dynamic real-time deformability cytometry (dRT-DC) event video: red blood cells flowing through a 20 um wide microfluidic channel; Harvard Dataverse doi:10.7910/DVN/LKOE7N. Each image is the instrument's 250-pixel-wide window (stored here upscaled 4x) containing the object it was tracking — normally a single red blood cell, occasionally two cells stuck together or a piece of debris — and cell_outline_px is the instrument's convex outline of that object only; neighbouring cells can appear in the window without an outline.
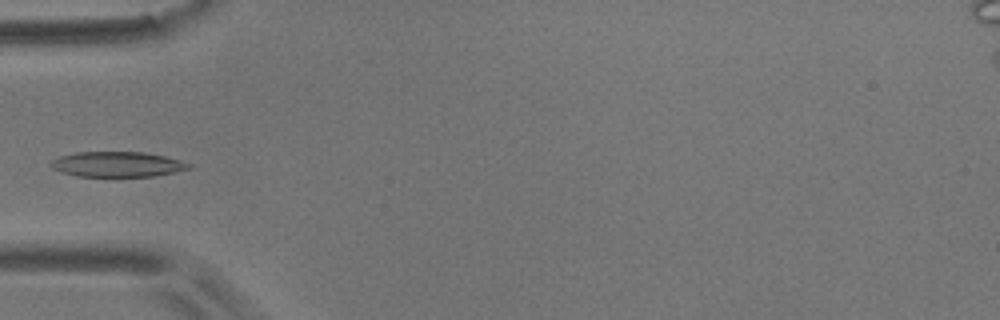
{"species": "common noctule bat (a hibernating species)", "species_latin": "Nyctalus noctula", "temperature_condition": "room temperature", "stored_images_in_passage": 8, "camera_frame_rate_fps": 3000, "um_per_image_px": 0.085, "animal": {"sex": "male", "body_mass_g": 17.9}, "frame": {"image": 1, "passage_image": 6, "time_ms": 6.0, "image_size_px": [1000, 320], "cell_outline_px": [[192, 168], [156, 176], [76, 176], [60, 172], [52, 168], [48, 164], [52, 160], [60, 156], [76, 152], [144, 152], [164, 156], [180, 160], [192, 164]], "centroid_in_image_um": [9.96, 13.96], "position_along_channel_um": 75.0, "area_um2": 20.35}}
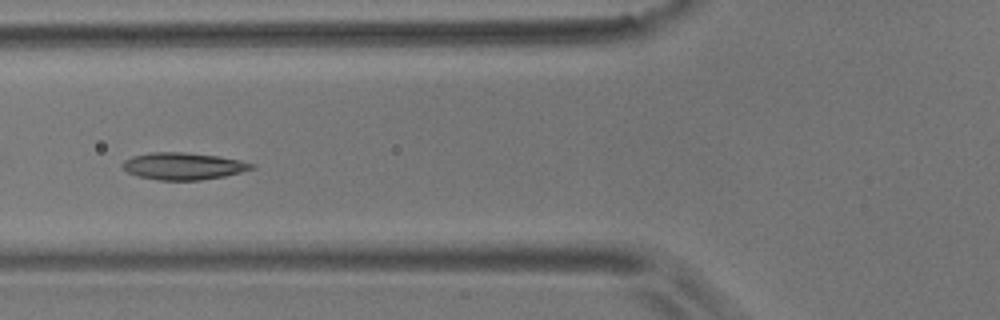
{"frame": {"image": 2, "passage_image": 7, "time_ms": 7.0, "image_size_px": [1000, 320], "cell_outline_px": [[256, 168], [224, 176], [200, 180], [156, 180], [136, 176], [128, 172], [120, 164], [124, 160], [132, 156], [148, 152], [184, 152], [220, 156], [240, 160], [256, 164]], "centroid_in_image_um": [15.57, 14.11], "position_along_channel_um": 110.2, "area_um2": 20.58}}
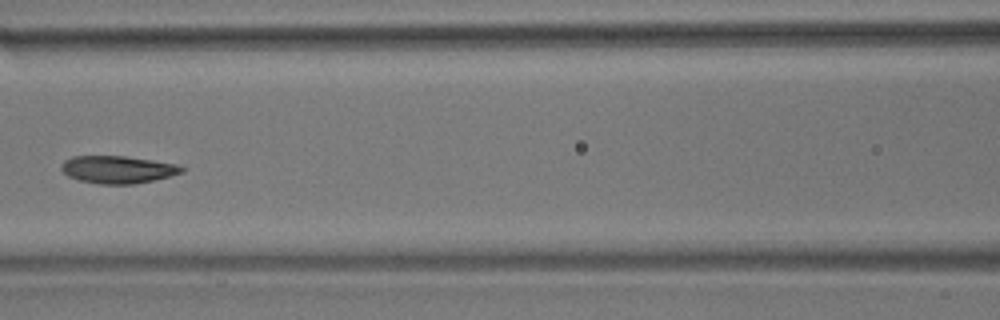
{"frame": {"image": 3, "passage_image": 8, "time_ms": 8.333, "image_size_px": [1000, 320], "cell_outline_px": [[184, 172], [152, 180], [132, 184], [100, 184], [80, 180], [68, 176], [60, 168], [60, 164], [64, 160], [72, 156], [124, 156], [152, 160], [176, 164], [184, 168]], "centroid_in_image_um": [9.97, 14.4], "position_along_channel_um": 156.6, "area_um2": 19.13}}